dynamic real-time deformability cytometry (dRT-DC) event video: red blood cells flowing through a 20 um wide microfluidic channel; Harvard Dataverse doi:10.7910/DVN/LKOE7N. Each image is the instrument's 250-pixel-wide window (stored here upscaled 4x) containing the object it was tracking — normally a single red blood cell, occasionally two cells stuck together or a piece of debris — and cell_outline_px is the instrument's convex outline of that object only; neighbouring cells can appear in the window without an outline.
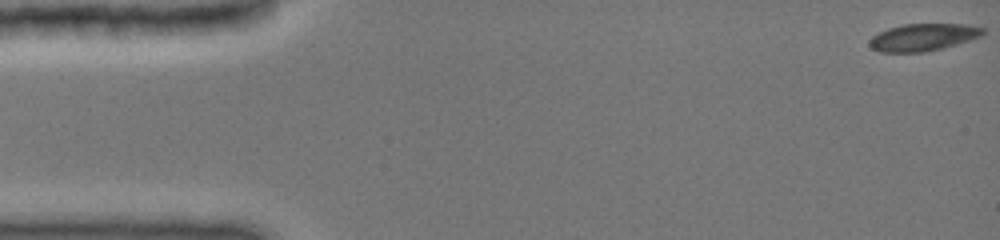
{"species": "common noctule bat (a hibernating species)", "species_latin": "Nyctalus noctula", "temperature_condition": "cold", "stored_images_in_passage": 46, "camera_frame_rate_fps": 3000, "um_per_image_px": 0.085, "animal": {"sex": "female", "body_mass_g": 19.0, "forearm_length_mm": 51.5}, "frame": {"image": 1, "passage_image": 1, "time_ms": 0.0, "image_size_px": [1000, 240], "cell_outline_px": [[984, 32], [980, 36], [956, 44], [924, 52], [884, 52], [872, 48], [868, 44], [872, 36], [888, 28], [904, 24], [964, 24], [984, 28]], "centroid_in_image_um": [78.44, 3.16], "position_along_channel_um": 6.6, "area_um2": 17.69}}
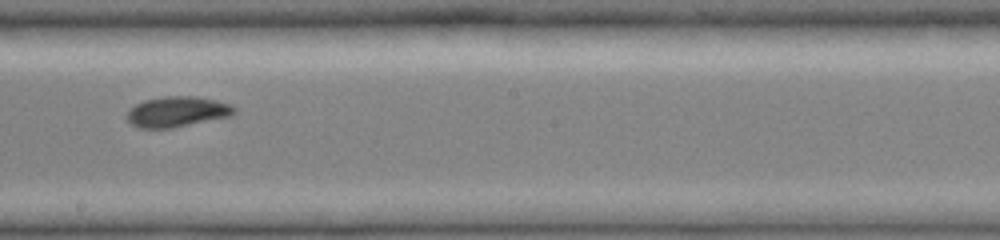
{"frame": {"image": 2, "passage_image": 27, "time_ms": 9.0, "image_size_px": [1000, 240], "cell_outline_px": [[236, 112], [228, 116], [172, 128], [140, 128], [132, 124], [128, 120], [128, 112], [136, 104], [144, 100], [164, 96], [196, 96], [216, 100], [228, 104], [236, 108]], "centroid_in_image_um": [15.05, 9.49], "position_along_channel_um": 233.1, "area_um2": 18.73}}
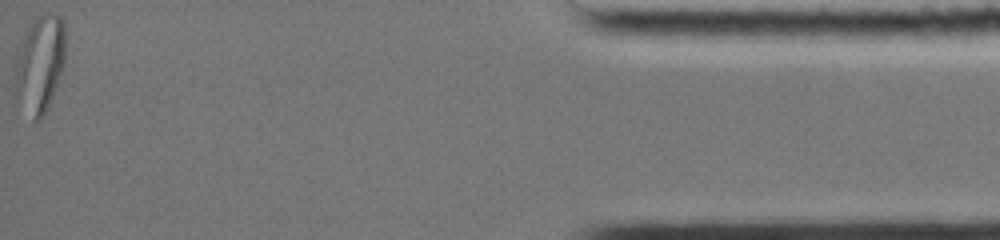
{"frame": {"image": 3, "passage_image": 46, "time_ms": 16.0, "image_size_px": [1000, 240], "cell_outline_px": [[64, 64], [48, 108], [36, 120], [32, 120], [20, 92], [16, 80], [12, 60], [24, 32], [36, 16], [44, 12], [56, 12], [60, 16], [64, 24]], "centroid_in_image_um": [3.4, 5.25], "position_along_channel_um": 431.8, "area_um2": 28.09}, "authors_computed_cell_mechanics": {"area_um2": 18.6694, "velocity_mm_per_s": 3.9329, "shape_relaxation_time_tau1_ms": 8.3024, "shape_relaxation_time_tau2_ms": 1.8881, "deformation_change_tau1": 0.197, "deformation_change_tau2": 0.0453}}